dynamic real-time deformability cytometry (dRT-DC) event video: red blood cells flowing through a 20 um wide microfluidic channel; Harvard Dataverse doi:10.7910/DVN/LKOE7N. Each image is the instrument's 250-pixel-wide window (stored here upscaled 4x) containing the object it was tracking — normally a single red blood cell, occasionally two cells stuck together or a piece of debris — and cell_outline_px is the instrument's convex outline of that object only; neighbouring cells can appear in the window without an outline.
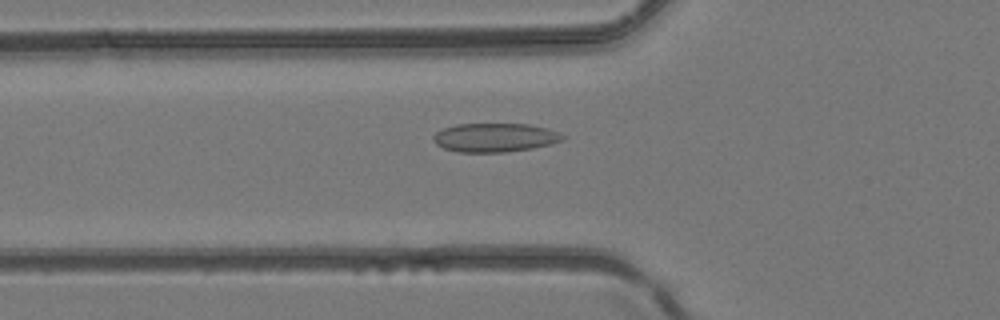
{"species": "common noctule bat (a hibernating species)", "species_latin": "Nyctalus noctula", "temperature_condition": "room temperature", "stored_images_in_passage": 5, "camera_frame_rate_fps": 3000, "um_per_image_px": 0.085, "animal": {"sex": "female", "body_mass_g": 24.6, "forearm_length_mm": 56.2}, "frame": {"image": 1, "passage_image": 5, "time_ms": 1.333, "image_size_px": [1000, 320], "cell_outline_px": [[568, 136], [564, 140], [532, 148], [504, 152], [460, 152], [444, 148], [436, 144], [432, 140], [432, 136], [436, 132], [444, 128], [456, 124], [528, 124], [548, 128], [560, 132]], "centroid_in_image_um": [42.09, 11.68], "position_along_channel_um": 83.7, "area_um2": 21.79}}